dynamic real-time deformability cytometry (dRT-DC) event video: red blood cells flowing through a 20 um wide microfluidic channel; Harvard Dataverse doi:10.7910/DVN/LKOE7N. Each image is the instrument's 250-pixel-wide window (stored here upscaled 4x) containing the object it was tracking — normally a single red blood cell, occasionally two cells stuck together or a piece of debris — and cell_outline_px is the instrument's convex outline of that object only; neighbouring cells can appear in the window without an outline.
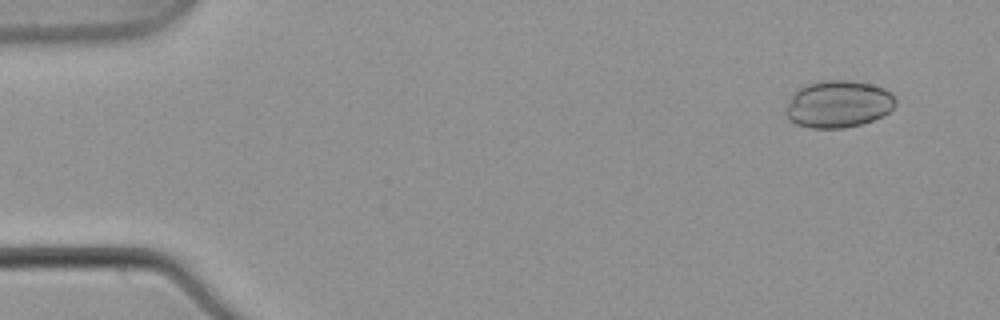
{"species": "common noctule bat (a hibernating species)", "species_latin": "Nyctalus noctula", "temperature_condition": "warm", "stored_images_in_passage": 5, "camera_frame_rate_fps": 3000, "um_per_image_px": 0.085, "animal": {"sex": "male", "body_mass_g": 21.5, "forearm_length_mm": 52.0}, "frame": {"image": 1, "passage_image": 1, "time_ms": 0.0, "image_size_px": [1000, 320], "cell_outline_px": [[896, 100], [892, 108], [888, 112], [872, 120], [860, 124], [844, 128], [812, 128], [796, 124], [788, 120], [784, 112], [784, 108], [792, 92], [796, 88], [820, 80], [848, 80], [872, 84], [884, 88], [892, 92], [896, 96]], "centroid_in_image_um": [71.2, 8.83], "position_along_channel_um": 13.8, "area_um2": 30.58}}
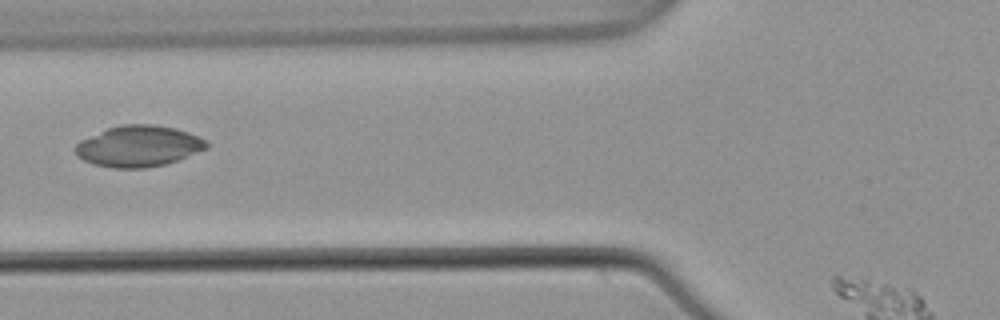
{"frame": {"image": 2, "passage_image": 5, "time_ms": 1.333, "image_size_px": [1000, 320], "cell_outline_px": [[208, 148], [176, 160], [164, 164], [144, 168], [112, 168], [92, 164], [76, 156], [76, 144], [80, 140], [108, 128], [124, 124], [152, 124], [176, 128], [188, 132], [204, 140], [208, 144]], "centroid_in_image_um": [11.75, 12.42], "position_along_channel_um": 114.1, "area_um2": 31.15}}